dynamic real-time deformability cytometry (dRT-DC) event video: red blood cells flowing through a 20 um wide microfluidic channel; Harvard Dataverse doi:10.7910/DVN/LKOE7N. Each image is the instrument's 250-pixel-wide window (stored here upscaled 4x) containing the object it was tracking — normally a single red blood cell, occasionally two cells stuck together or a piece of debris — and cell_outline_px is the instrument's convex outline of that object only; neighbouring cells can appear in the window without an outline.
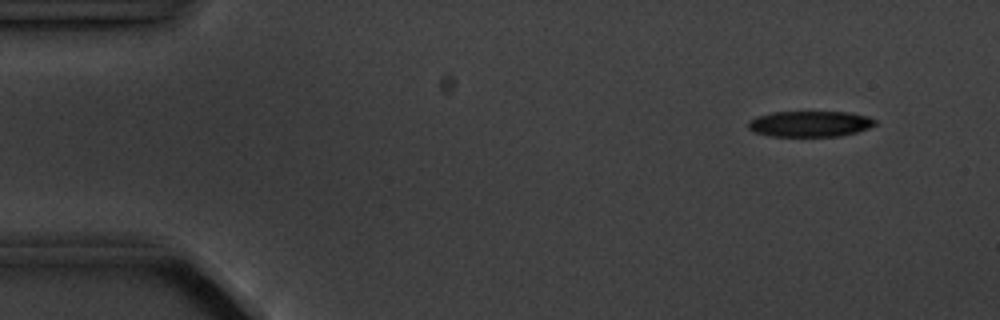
{"species": "common noctule bat (a hibernating species)", "species_latin": "Nyctalus noctula", "temperature_condition": "cold", "stored_images_in_passage": 5, "camera_frame_rate_fps": 3000, "um_per_image_px": 0.085, "animal": {"sex": "male", "body_mass_g": 20.1, "forearm_length_mm": 53.5}, "frame": {"image": 1, "passage_image": 2, "time_ms": 1.0, "image_size_px": [1000, 320], "cell_outline_px": [[876, 124], [868, 128], [856, 132], [840, 136], [772, 136], [752, 132], [748, 128], [748, 120], [756, 116], [772, 112], [848, 112], [868, 116], [876, 120]], "centroid_in_image_um": [68.81, 10.52], "position_along_channel_um": 16.2, "area_um2": 19.19}}